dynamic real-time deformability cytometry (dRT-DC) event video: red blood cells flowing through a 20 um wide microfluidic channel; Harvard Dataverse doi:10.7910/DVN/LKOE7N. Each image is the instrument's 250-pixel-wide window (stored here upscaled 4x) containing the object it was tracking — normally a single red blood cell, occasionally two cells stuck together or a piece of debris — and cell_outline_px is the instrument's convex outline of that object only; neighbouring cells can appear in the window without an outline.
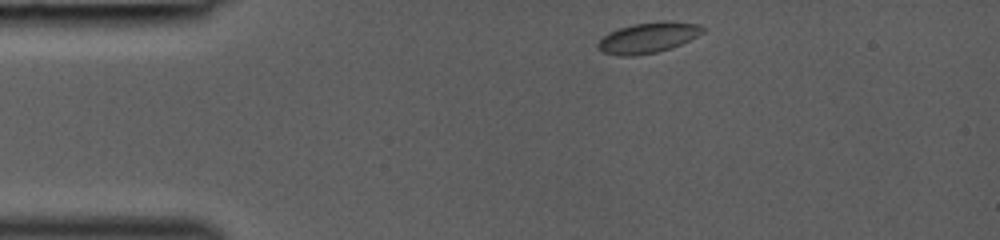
{"species": "common noctule bat (a hibernating species)", "species_latin": "Nyctalus noctula", "temperature_condition": "room temperature", "stored_images_in_passage": 34, "camera_frame_rate_fps": 3000, "um_per_image_px": 0.085, "animal": {"sex": "female", "body_mass_g": 19.0, "forearm_length_mm": 53.3}, "frame": {"image": 1, "passage_image": 1, "time_ms": 0.0, "image_size_px": [1000, 240], "cell_outline_px": [[704, 32], [672, 48], [656, 52], [636, 56], [616, 56], [600, 52], [596, 48], [596, 44], [608, 32], [632, 24], [664, 20], [668, 20], [696, 24], [704, 28]], "centroid_in_image_um": [55.03, 3.21], "position_along_channel_um": 30.0, "area_um2": 18.84}}
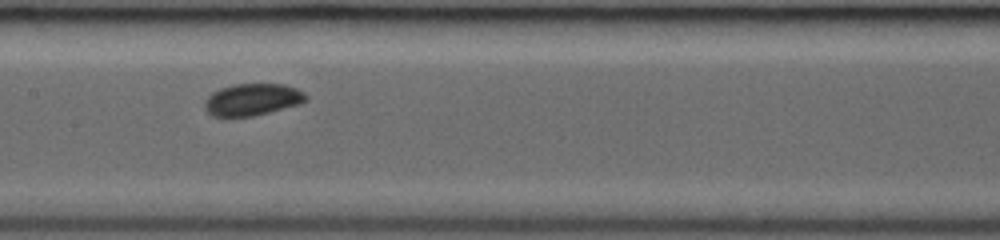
{"frame": {"image": 2, "passage_image": 15, "time_ms": 4.667, "image_size_px": [1000, 240], "cell_outline_px": [[308, 100], [300, 104], [252, 116], [212, 116], [204, 108], [204, 100], [212, 92], [220, 88], [232, 84], [284, 84], [296, 88], [304, 92], [308, 96]], "centroid_in_image_um": [21.45, 8.45], "position_along_channel_um": 185.9, "area_um2": 18.9}}
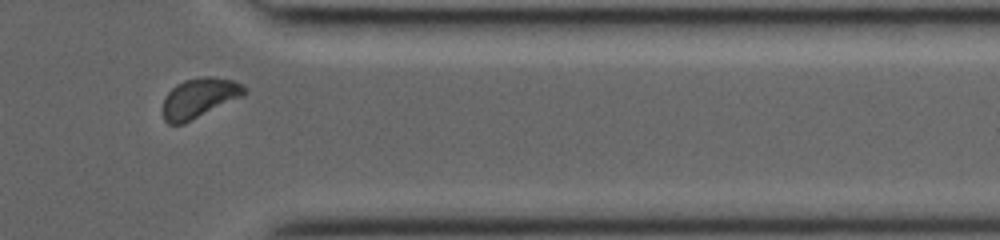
{"frame": {"image": 3, "passage_image": 29, "time_ms": 9.333, "image_size_px": [1000, 240], "cell_outline_px": [[248, 88], [244, 96], [184, 124], [168, 124], [164, 120], [160, 112], [160, 108], [164, 96], [176, 84], [184, 80], [204, 76], [212, 76], [232, 80], [244, 84]], "centroid_in_image_um": [16.91, 8.34], "position_along_channel_um": 394.5, "area_um2": 19.54}}